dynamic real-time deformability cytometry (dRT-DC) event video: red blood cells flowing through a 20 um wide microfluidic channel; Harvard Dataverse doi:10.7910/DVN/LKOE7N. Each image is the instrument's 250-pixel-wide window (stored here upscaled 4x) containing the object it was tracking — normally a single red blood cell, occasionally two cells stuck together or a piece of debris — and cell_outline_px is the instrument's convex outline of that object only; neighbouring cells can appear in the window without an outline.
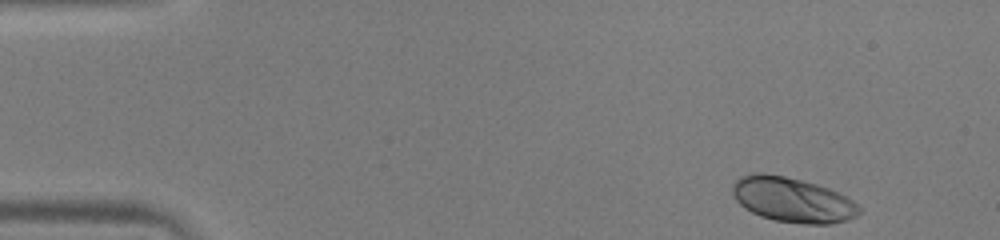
{"species": "human", "species_latin": "Homo sapiens", "temperature_condition": "warm", "stored_images_in_passage": 48, "camera_frame_rate_fps": 3000, "um_per_image_px": 0.085, "donor": {"sex": "male"}, "frame": {"image": 1, "passage_image": 1, "time_ms": 0.0, "image_size_px": [1000, 240], "cell_outline_px": [[860, 212], [856, 216], [848, 220], [832, 224], [804, 224], [776, 220], [760, 216], [744, 208], [736, 200], [732, 192], [732, 184], [740, 176], [752, 172], [764, 172], [784, 176], [816, 184], [840, 192], [860, 204]], "centroid_in_image_um": [67.37, 16.98], "position_along_channel_um": 17.6, "area_um2": 33.47}}
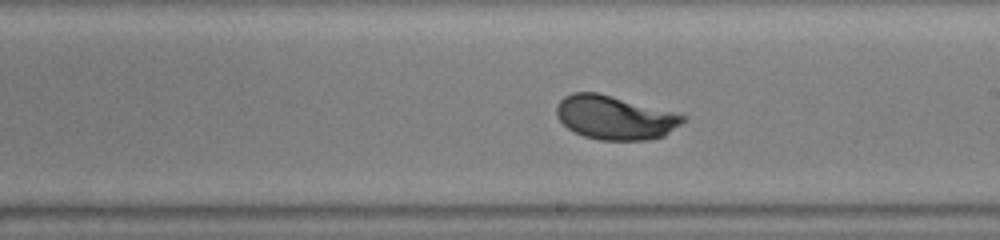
{"frame": {"image": 2, "passage_image": 26, "time_ms": 8.333, "image_size_px": [1000, 240], "cell_outline_px": [[688, 120], [664, 136], [648, 140], [600, 140], [584, 136], [568, 128], [556, 116], [556, 108], [560, 100], [564, 96], [572, 92], [596, 92], [672, 112], [684, 116]], "centroid_in_image_um": [52.25, 10.0], "position_along_channel_um": 236.7, "area_um2": 31.96}}
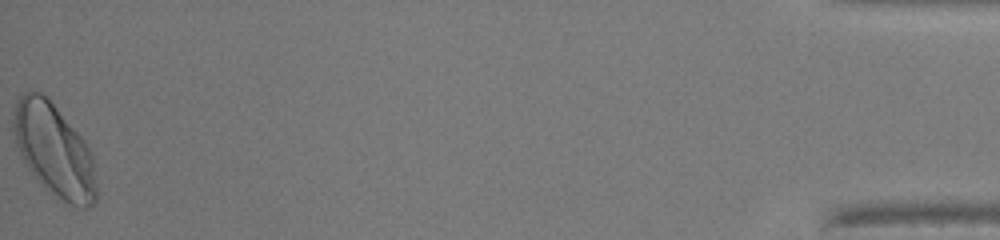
{"frame": {"image": 3, "passage_image": 48, "time_ms": 15.667, "image_size_px": [1000, 240], "cell_outline_px": [[96, 200], [88, 208], [80, 208], [68, 204], [44, 188], [40, 184], [28, 168], [20, 156], [16, 144], [12, 128], [12, 112], [16, 100], [24, 92], [32, 88], [48, 96], [84, 140], [92, 156], [96, 188]], "centroid_in_image_um": [4.55, 12.72], "position_along_channel_um": 430.6, "area_um2": 45.26}, "authors_computed_cell_mechanics": {"area_um2": 32.7148, "velocity_mm_per_s": 3.9781, "shape_relaxation_time_tau1_ms": 1.9594, "shape_relaxation_time_tau2_ms": null, "deformation_change_tau1": 0.1374, "deformation_change_tau2": null}}